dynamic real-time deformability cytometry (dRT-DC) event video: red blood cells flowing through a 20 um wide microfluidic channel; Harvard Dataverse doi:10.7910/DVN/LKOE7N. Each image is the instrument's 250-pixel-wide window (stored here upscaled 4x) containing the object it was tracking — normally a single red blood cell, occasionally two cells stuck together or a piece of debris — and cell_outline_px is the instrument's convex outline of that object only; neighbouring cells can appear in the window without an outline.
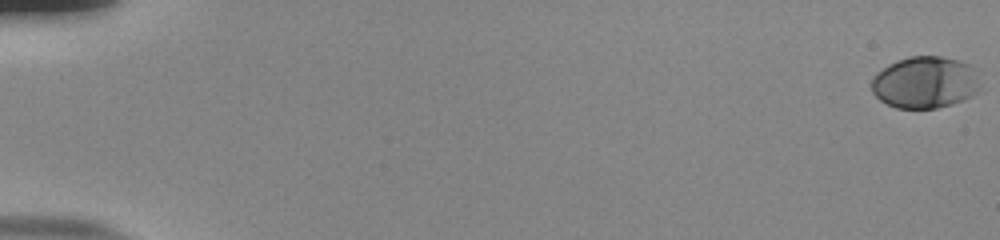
{"species": "human", "species_latin": "Homo sapiens", "temperature_condition": "room temperature", "stored_images_in_passage": 56, "camera_frame_rate_fps": 3000, "um_per_image_px": 0.085, "donor": {"sex": "male"}, "frame": {"image": 1, "passage_image": 1, "time_ms": 0.0, "image_size_px": [1000, 240], "cell_outline_px": [[976, 92], [972, 96], [964, 100], [952, 104], [936, 108], [896, 108], [880, 100], [872, 92], [872, 80], [888, 64], [896, 60], [908, 56], [940, 56], [960, 60], [968, 64], [972, 68], [976, 88]], "centroid_in_image_um": [78.58, 7.0], "position_along_channel_um": 6.4, "area_um2": 32.25}}
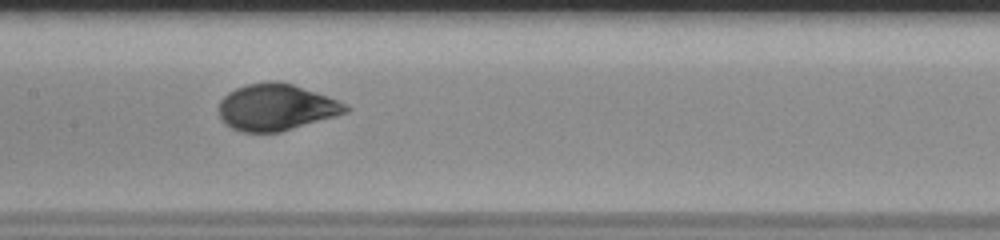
{"frame": {"image": 2, "passage_image": 30, "time_ms": 9.667, "image_size_px": [1000, 240], "cell_outline_px": [[352, 108], [348, 112], [336, 116], [280, 132], [244, 132], [232, 128], [224, 124], [220, 116], [220, 100], [228, 92], [236, 88], [248, 84], [272, 80], [276, 80], [292, 84], [328, 96]], "centroid_in_image_um": [23.47, 9.11], "position_along_channel_um": 183.9, "area_um2": 34.28}}
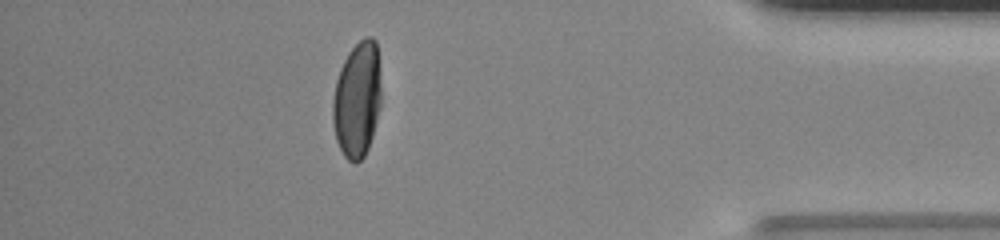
{"frame": {"image": 3, "passage_image": 50, "time_ms": 16.333, "image_size_px": [1000, 240], "cell_outline_px": [[380, 108], [372, 136], [368, 148], [364, 156], [356, 164], [348, 160], [344, 156], [336, 140], [332, 120], [332, 100], [336, 80], [340, 68], [348, 52], [364, 36], [372, 36], [376, 40], [380, 84]], "centroid_in_image_um": [30.34, 8.47], "position_along_channel_um": 404.9, "area_um2": 32.77}, "authors_computed_cell_mechanics": {"area_um2": 33.2928, "velocity_mm_per_s": 3.8297, "shape_relaxation_time_tau1_ms": 3.5289, "shape_relaxation_time_tau2_ms": null, "deformation_change_tau1": 0.1739, "deformation_change_tau2": null}}